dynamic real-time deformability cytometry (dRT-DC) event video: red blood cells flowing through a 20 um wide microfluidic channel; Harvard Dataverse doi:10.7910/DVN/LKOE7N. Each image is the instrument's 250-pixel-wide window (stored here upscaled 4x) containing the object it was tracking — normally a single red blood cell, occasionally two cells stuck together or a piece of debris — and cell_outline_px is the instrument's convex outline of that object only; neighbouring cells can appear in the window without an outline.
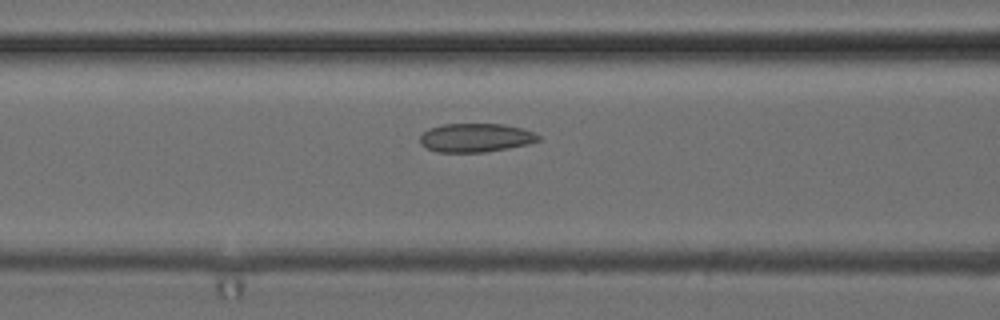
{"species": "common noctule bat (a hibernating species)", "species_latin": "Nyctalus noctula", "temperature_condition": "cold", "stored_images_in_passage": 18, "camera_frame_rate_fps": 3000, "um_per_image_px": 0.085, "animal": {"sex": "female", "body_mass_g": 24.6, "forearm_length_mm": 56.2}, "frame": {"image": 1, "passage_image": 16, "time_ms": 5.0, "image_size_px": [1000, 320], "cell_outline_px": [[540, 140], [528, 144], [508, 148], [484, 152], [436, 152], [420, 144], [420, 136], [428, 128], [444, 124], [504, 124], [524, 128], [540, 136]], "centroid_in_image_um": [40.43, 11.7], "position_along_channel_um": 126.2, "area_um2": 19.83}}